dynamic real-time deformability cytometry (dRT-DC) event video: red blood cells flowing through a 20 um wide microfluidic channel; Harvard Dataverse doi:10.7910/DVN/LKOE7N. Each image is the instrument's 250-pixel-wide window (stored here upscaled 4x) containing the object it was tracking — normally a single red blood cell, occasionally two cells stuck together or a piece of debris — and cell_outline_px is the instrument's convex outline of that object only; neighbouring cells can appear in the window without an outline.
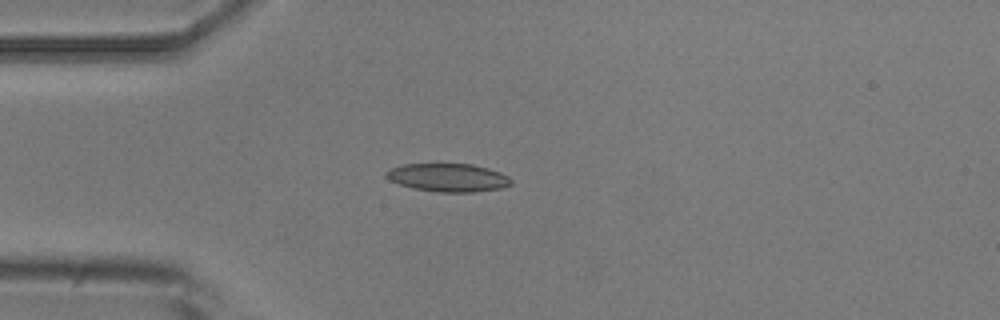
{"species": "common noctule bat (a hibernating species)", "species_latin": "Nyctalus noctula", "temperature_condition": "room temperature", "stored_images_in_passage": 6, "camera_frame_rate_fps": 3000, "um_per_image_px": 0.085, "animal": {"sex": "male", "body_mass_g": 20.5, "forearm_length_mm": 52.5}, "frame": {"image": 1, "passage_image": 4, "time_ms": 4.333, "image_size_px": [1000, 320], "cell_outline_px": [[512, 184], [500, 188], [472, 192], [436, 192], [416, 188], [400, 184], [388, 180], [384, 176], [384, 172], [392, 168], [404, 164], [472, 164], [488, 168], [500, 172], [508, 176], [512, 180]], "centroid_in_image_um": [38.08, 15.09], "position_along_channel_um": 46.9, "area_um2": 20.46}}
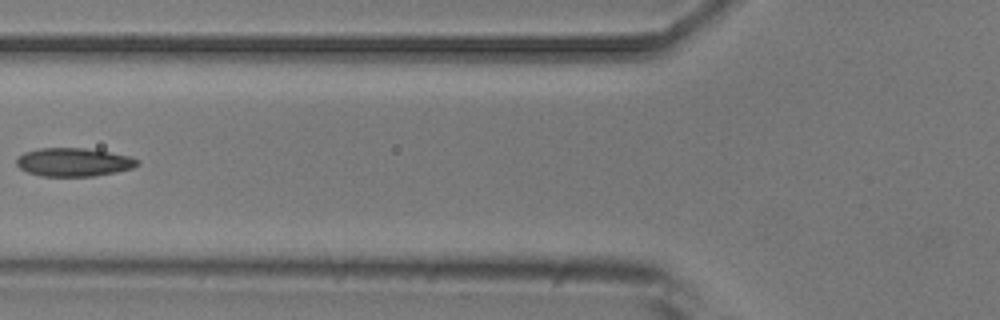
{"frame": {"image": 2, "passage_image": 6, "time_ms": 6.667, "image_size_px": [1000, 320], "cell_outline_px": [[140, 164], [132, 168], [116, 172], [92, 176], [40, 176], [28, 172], [20, 168], [16, 164], [16, 160], [24, 152], [40, 148], [84, 148], [132, 156], [140, 160]], "centroid_in_image_um": [6.29, 13.78], "position_along_channel_um": 119.5, "area_um2": 20.0}}